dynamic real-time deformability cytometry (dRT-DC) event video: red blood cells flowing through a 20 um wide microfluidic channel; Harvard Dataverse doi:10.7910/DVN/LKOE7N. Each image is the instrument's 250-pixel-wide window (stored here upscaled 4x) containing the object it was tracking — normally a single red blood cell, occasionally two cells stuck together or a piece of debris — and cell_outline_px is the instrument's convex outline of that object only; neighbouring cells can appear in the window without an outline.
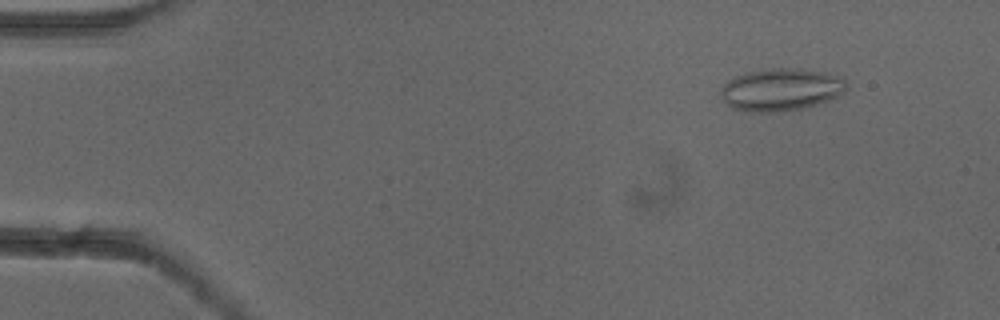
{"species": "common noctule bat (a hibernating species)", "species_latin": "Nyctalus noctula", "temperature_condition": "cold", "stored_images_in_passage": 53, "camera_frame_rate_fps": 3000, "um_per_image_px": 0.085, "animal": {"sex": "female"}, "frame": {"image": 1, "passage_image": 6, "time_ms": 1.667, "image_size_px": [1000, 320], "cell_outline_px": [[848, 88], [844, 92], [828, 100], [804, 108], [772, 112], [752, 112], [732, 108], [724, 100], [720, 92], [724, 84], [728, 80], [744, 72], [764, 68], [800, 68], [824, 72], [844, 76], [848, 84]], "centroid_in_image_um": [66.42, 7.59], "position_along_channel_um": 18.6, "area_um2": 31.39}}
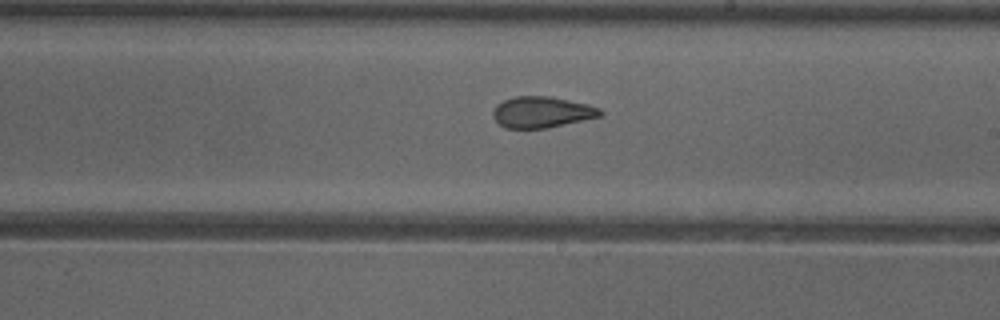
{"frame": {"image": 2, "passage_image": 31, "time_ms": 10.0, "image_size_px": [1000, 320], "cell_outline_px": [[604, 112], [600, 116], [584, 120], [544, 128], [508, 128], [500, 124], [492, 116], [492, 112], [496, 104], [512, 96], [552, 96], [588, 104], [600, 108]], "centroid_in_image_um": [46.05, 9.51], "position_along_channel_um": 242.9, "area_um2": 19.48}}
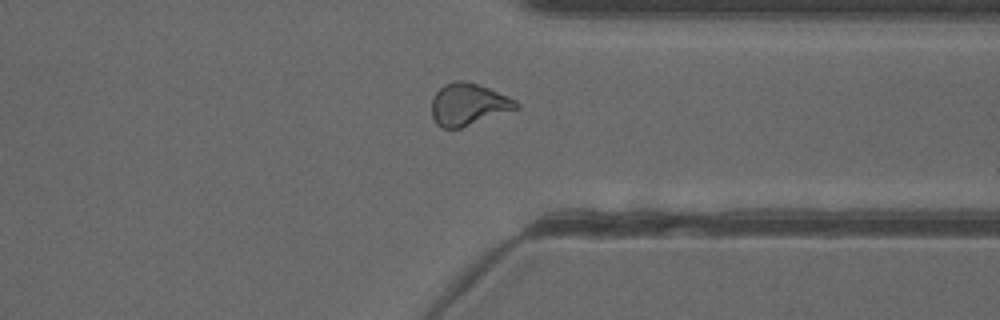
{"frame": {"image": 3, "passage_image": 41, "time_ms": 13.333, "image_size_px": [1000, 320], "cell_outline_px": [[520, 104], [516, 108], [460, 128], [440, 128], [436, 124], [432, 116], [432, 100], [436, 92], [444, 84], [452, 80], [460, 80], [480, 84], [508, 96], [516, 100]], "centroid_in_image_um": [39.77, 8.85], "position_along_channel_um": 371.6, "area_um2": 20.52}, "authors_computed_cell_mechanics": {"area_um2": 21.0392, "velocity_mm_per_s": 3.8996, "shape_relaxation_time_tau1_ms": null, "shape_relaxation_time_tau2_ms": 1.5146, "deformation_change_tau1": null, "deformation_change_tau2": 0.0687}}